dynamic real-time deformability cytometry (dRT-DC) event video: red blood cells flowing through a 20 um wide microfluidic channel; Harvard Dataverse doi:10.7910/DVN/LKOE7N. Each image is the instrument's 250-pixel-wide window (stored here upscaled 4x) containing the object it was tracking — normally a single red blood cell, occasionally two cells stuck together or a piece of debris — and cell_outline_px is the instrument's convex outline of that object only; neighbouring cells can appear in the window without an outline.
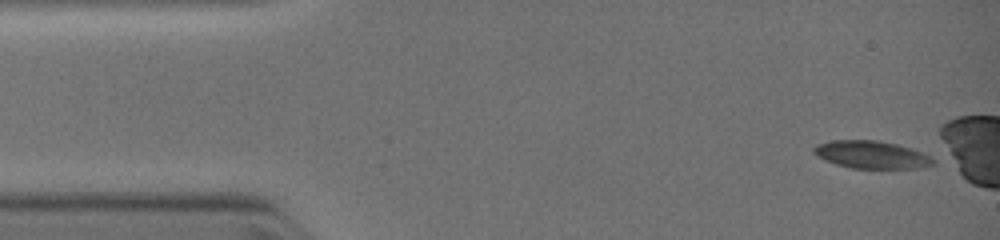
{"species": "common noctule bat (a hibernating species)", "species_latin": "Nyctalus noctula", "temperature_condition": "warm", "stored_images_in_passage": 6, "camera_frame_rate_fps": 3000, "um_per_image_px": 0.085, "animal": {"sex": "female", "body_mass_g": 19.0, "forearm_length_mm": 51.5}, "frame": {"image": 1, "passage_image": 1, "time_ms": 0.0, "image_size_px": [1000, 240], "cell_outline_px": [[936, 164], [916, 168], [852, 168], [836, 164], [824, 160], [816, 156], [812, 152], [812, 148], [816, 144], [832, 140], [876, 140], [896, 144], [912, 148], [936, 160]], "centroid_in_image_um": [74.03, 13.14], "position_along_channel_um": 11.0, "area_um2": 19.25}}